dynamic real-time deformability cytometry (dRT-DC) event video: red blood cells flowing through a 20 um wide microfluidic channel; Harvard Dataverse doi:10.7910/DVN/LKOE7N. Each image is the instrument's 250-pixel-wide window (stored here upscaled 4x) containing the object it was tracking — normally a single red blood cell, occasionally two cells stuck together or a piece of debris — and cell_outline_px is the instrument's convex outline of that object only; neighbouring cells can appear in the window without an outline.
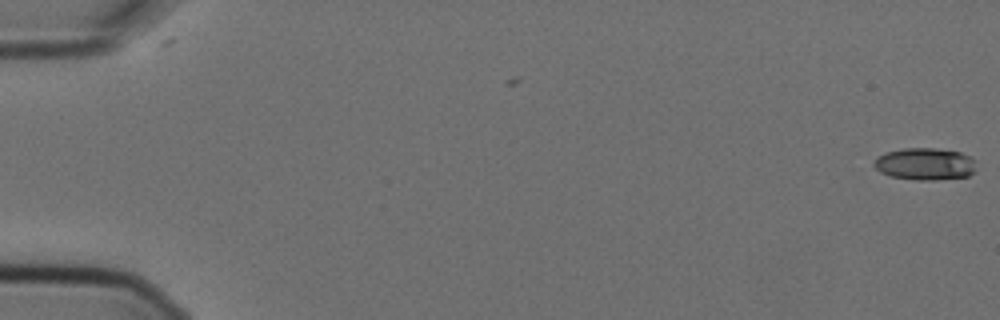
{"species": "Egyptian fruit bat (a non-hibernating species)", "species_latin": "Rousettus aegyptiacus", "temperature_condition": "cold", "stored_images_in_passage": 2, "camera_frame_rate_fps": 3000, "um_per_image_px": 0.085, "animal": {"sex": "female"}, "frame": {"image": 1, "passage_image": 2, "time_ms": 0.333, "image_size_px": [1000, 320], "cell_outline_px": [[976, 172], [968, 176], [936, 180], [916, 180], [892, 176], [880, 172], [872, 164], [876, 156], [884, 152], [904, 148], [936, 148], [960, 152], [976, 160]], "centroid_in_image_um": [78.63, 13.93], "position_along_channel_um": 6.4, "area_um2": 19.42}}